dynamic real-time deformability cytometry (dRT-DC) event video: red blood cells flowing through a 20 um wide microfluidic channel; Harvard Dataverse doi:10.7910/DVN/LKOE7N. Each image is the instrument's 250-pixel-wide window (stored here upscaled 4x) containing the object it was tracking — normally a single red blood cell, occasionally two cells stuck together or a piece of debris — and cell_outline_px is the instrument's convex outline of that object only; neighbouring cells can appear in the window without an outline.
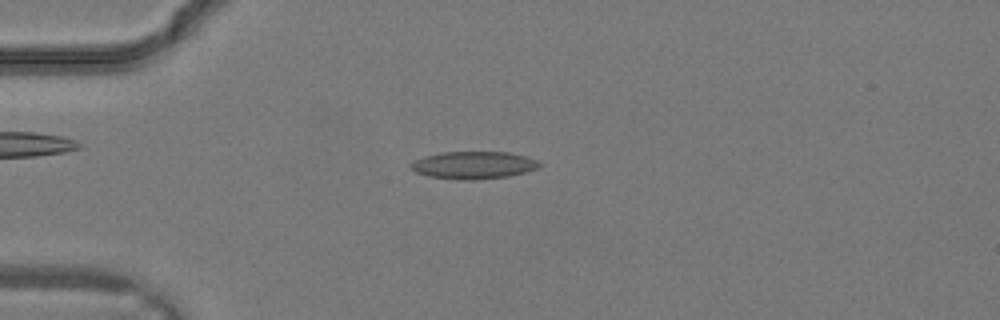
{"species": "common noctule bat (a hibernating species)", "species_latin": "Nyctalus noctula", "temperature_condition": "warm", "stored_images_in_passage": 31, "camera_frame_rate_fps": 3000, "um_per_image_px": 0.085, "animal": {"sex": "male", "body_mass_g": 19.2, "forearm_length_mm": 51.8}, "frame": {"image": 1, "passage_image": 8, "time_ms": 2.333, "image_size_px": [1000, 320], "cell_outline_px": [[544, 164], [540, 168], [508, 176], [472, 180], [464, 180], [428, 176], [416, 172], [412, 168], [412, 164], [416, 160], [424, 156], [444, 152], [508, 152], [524, 156], [536, 160]], "centroid_in_image_um": [40.3, 14.03], "position_along_channel_um": 44.7, "area_um2": 20.35}}
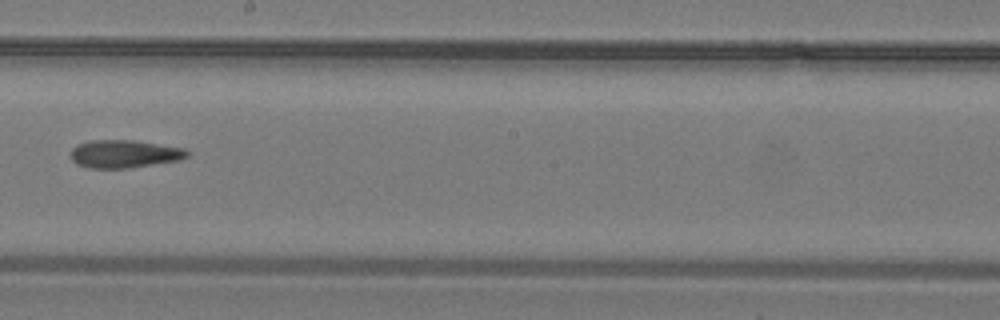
{"frame": {"image": 2, "passage_image": 18, "time_ms": 5.667, "image_size_px": [1000, 320], "cell_outline_px": [[188, 156], [180, 160], [128, 168], [88, 168], [76, 164], [72, 160], [72, 148], [76, 144], [88, 140], [132, 140], [184, 148], [188, 152]], "centroid_in_image_um": [10.53, 13.08], "position_along_channel_um": 237.7, "area_um2": 18.9}}
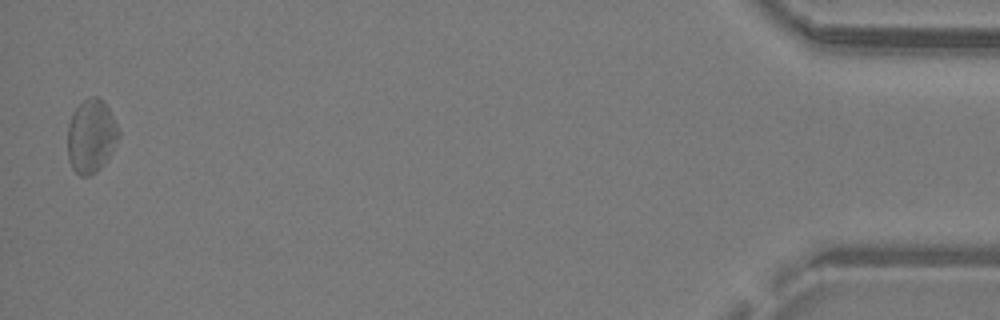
{"frame": {"image": 3, "passage_image": 31, "time_ms": 10.0, "image_size_px": [1000, 320], "cell_outline_px": [[120, 136], [108, 156], [100, 168], [96, 172], [88, 176], [80, 176], [72, 168], [68, 160], [68, 124], [72, 112], [88, 96], [96, 96], [108, 108], [120, 132]], "centroid_in_image_um": [7.72, 11.58], "position_along_channel_um": 427.5, "area_um2": 21.62}}